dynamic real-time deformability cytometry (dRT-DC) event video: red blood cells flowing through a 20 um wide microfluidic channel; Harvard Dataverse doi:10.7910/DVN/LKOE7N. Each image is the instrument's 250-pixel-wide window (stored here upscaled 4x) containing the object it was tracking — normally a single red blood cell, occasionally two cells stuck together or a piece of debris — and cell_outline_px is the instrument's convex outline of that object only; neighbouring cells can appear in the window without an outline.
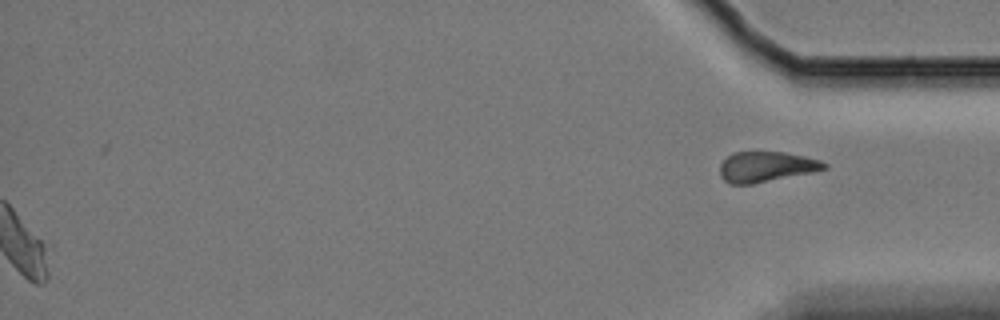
{"species": "Egyptian fruit bat (a non-hibernating species)", "species_latin": "Rousettus aegyptiacus", "temperature_condition": "cold", "stored_images_in_passage": 58, "segment_of_instrument_passage": [2, 2], "camera_frame_rate_fps": 3000, "um_per_image_px": 0.085, "animal": {"sex": "female"}, "frame": {"image": 1, "passage_image": 58, "time_ms": 19.0, "image_size_px": [1000, 320], "cell_outline_px": [[828, 168], [812, 172], [752, 184], [728, 184], [720, 176], [720, 164], [728, 156], [736, 152], [784, 152], [804, 156], [820, 160], [828, 164]], "centroid_in_image_um": [65.12, 14.18], "position_along_channel_um": 370.1, "area_um2": 18.38}}